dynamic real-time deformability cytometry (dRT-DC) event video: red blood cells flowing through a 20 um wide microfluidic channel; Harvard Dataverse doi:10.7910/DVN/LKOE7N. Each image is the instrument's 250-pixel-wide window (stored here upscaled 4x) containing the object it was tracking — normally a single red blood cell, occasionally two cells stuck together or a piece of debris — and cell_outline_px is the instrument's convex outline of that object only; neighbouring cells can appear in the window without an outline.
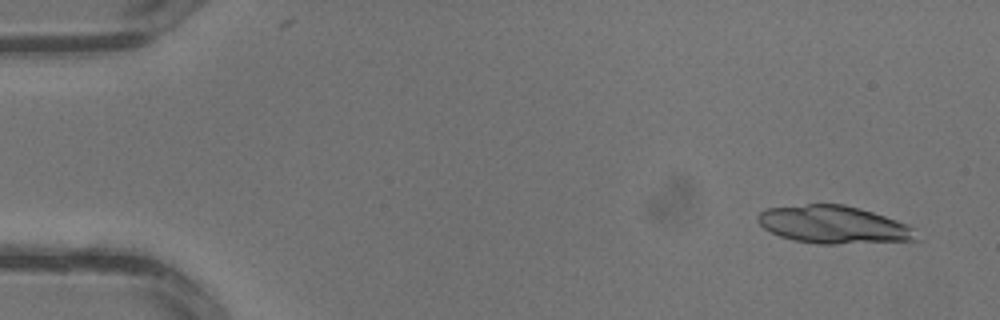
{"species": "common noctule bat (a hibernating species)", "species_latin": "Nyctalus noctula", "temperature_condition": "warm", "stored_images_in_passage": 2, "camera_frame_rate_fps": 3000, "um_per_image_px": 0.085, "animal": {"sex": "male", "body_mass_g": 13.3}, "frame": {"image": 1, "passage_image": 1, "time_ms": 0.0, "image_size_px": [1000, 320], "cell_outline_px": [[920, 240], [836, 244], [816, 244], [792, 240], [780, 236], [764, 228], [756, 220], [756, 216], [760, 212], [768, 208], [808, 204], [844, 204], [872, 212], [896, 220], [916, 228]], "centroid_in_image_um": [70.87, 19.11], "position_along_channel_um": 14.1, "area_um2": 34.91}}